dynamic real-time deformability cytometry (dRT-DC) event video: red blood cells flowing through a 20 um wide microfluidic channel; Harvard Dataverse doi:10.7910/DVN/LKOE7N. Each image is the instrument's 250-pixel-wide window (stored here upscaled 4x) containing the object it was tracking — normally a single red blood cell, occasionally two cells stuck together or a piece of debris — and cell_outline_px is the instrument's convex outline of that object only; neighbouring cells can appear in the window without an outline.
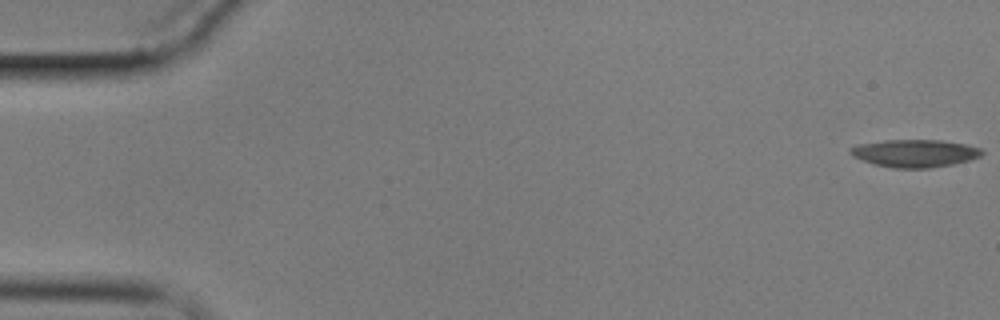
{"species": "common noctule bat (a hibernating species)", "species_latin": "Nyctalus noctula", "temperature_condition": "cold", "stored_images_in_passage": 61, "camera_frame_rate_fps": 3000, "um_per_image_px": 0.085, "animal": {"sex": "male", "body_mass_g": 17.9}, "frame": {"image": 1, "passage_image": 1, "time_ms": 0.0, "image_size_px": [1000, 320], "cell_outline_px": [[984, 152], [980, 156], [968, 160], [952, 164], [928, 168], [892, 168], [876, 164], [852, 156], [848, 152], [848, 148], [860, 144], [884, 140], [940, 140], [964, 144], [980, 148]], "centroid_in_image_um": [77.73, 13.02], "position_along_channel_um": 7.3, "area_um2": 20.98}}
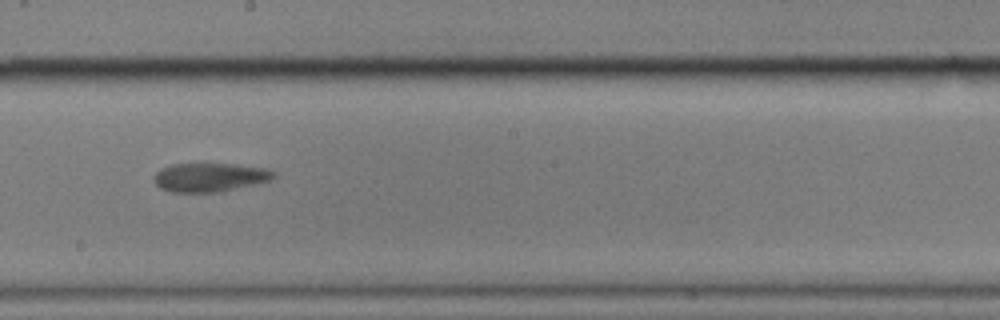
{"frame": {"image": 2, "passage_image": 35, "time_ms": 11.333, "image_size_px": [1000, 320], "cell_outline_px": [[276, 176], [272, 180], [220, 192], [172, 192], [160, 188], [152, 180], [152, 176], [160, 168], [172, 164], [236, 164], [264, 168], [276, 172]], "centroid_in_image_um": [17.81, 15.07], "position_along_channel_um": 230.4, "area_um2": 20.23}}
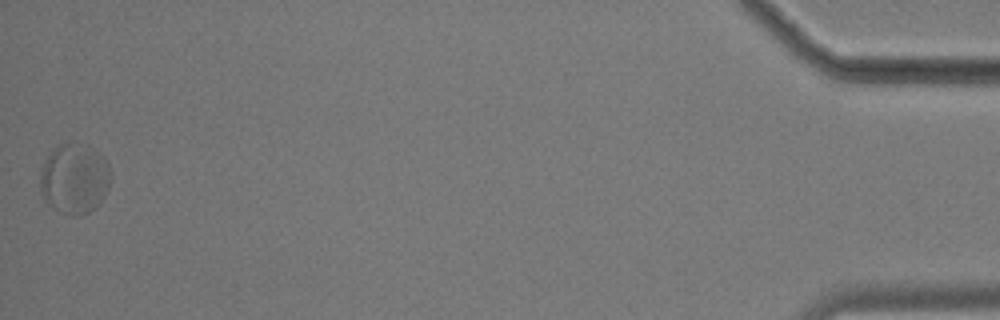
{"frame": {"image": 3, "passage_image": 61, "time_ms": 20.0, "image_size_px": [1000, 320], "cell_outline_px": [[112, 180], [104, 196], [88, 212], [80, 216], [72, 216], [56, 208], [44, 200], [40, 192], [40, 176], [44, 160], [60, 144], [88, 144], [96, 148], [104, 156], [112, 172]], "centroid_in_image_um": [6.37, 15.16], "position_along_channel_um": 428.8, "area_um2": 28.9}, "authors_computed_cell_mechanics": {"area_um2": 21.0392, "velocity_mm_per_s": 3.3386, "shape_relaxation_time_tau1_ms": null, "shape_relaxation_time_tau2_ms": 2.3733, "deformation_change_tau1": null, "deformation_change_tau2": 0.0672}}